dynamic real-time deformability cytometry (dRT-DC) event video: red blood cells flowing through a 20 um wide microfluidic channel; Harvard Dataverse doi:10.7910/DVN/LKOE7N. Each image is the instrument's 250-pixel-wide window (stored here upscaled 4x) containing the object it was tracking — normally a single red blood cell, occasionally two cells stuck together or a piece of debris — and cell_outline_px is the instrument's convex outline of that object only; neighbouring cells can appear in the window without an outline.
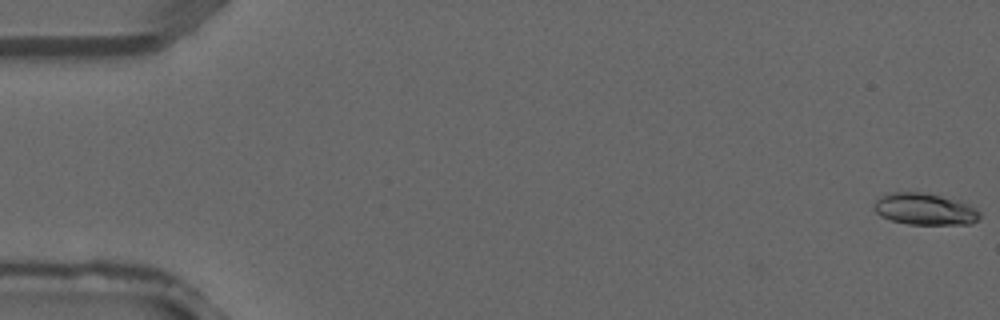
{"species": "common noctule bat (a hibernating species)", "species_latin": "Nyctalus noctula", "temperature_condition": "warm", "stored_images_in_passage": 4, "segment_of_instrument_passage": [2, 2], "camera_frame_rate_fps": 3000, "um_per_image_px": 0.085, "animal": {"sex": "male", "forearm_length_mm": 52.5}, "frame": {"image": 1, "passage_image": 4, "time_ms": 1.0, "image_size_px": [1000, 320], "cell_outline_px": [[980, 216], [972, 224], [908, 224], [892, 220], [880, 216], [872, 208], [872, 204], [880, 196], [892, 192], [928, 192], [960, 200], [976, 208], [980, 212]], "centroid_in_image_um": [78.6, 17.76], "position_along_channel_um": 6.4, "area_um2": 19.83}}